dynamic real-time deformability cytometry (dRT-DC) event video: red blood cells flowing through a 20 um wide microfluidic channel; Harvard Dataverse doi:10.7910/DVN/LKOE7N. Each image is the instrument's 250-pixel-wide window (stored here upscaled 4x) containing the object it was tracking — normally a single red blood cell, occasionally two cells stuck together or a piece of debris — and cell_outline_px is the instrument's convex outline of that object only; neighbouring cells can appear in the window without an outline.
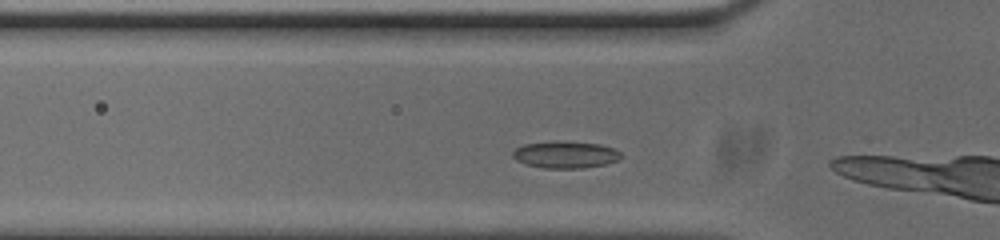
{"species": "common noctule bat (a hibernating species)", "species_latin": "Nyctalus noctula", "temperature_condition": "cold", "stored_images_in_passage": 5, "camera_frame_rate_fps": 3000, "um_per_image_px": 0.085, "animal": {"sex": "male", "body_mass_g": 20.0, "forearm_length_mm": 53.3}, "frame": {"image": 1, "passage_image": 4, "time_ms": 1.0, "image_size_px": [1000, 240], "cell_outline_px": [[620, 156], [616, 160], [604, 164], [584, 168], [544, 168], [528, 164], [516, 160], [512, 156], [512, 152], [516, 148], [524, 144], [556, 140], [560, 140], [600, 144], [616, 148], [620, 152]], "centroid_in_image_um": [48.05, 13.12], "position_along_channel_um": 77.8, "area_um2": 17.05}}